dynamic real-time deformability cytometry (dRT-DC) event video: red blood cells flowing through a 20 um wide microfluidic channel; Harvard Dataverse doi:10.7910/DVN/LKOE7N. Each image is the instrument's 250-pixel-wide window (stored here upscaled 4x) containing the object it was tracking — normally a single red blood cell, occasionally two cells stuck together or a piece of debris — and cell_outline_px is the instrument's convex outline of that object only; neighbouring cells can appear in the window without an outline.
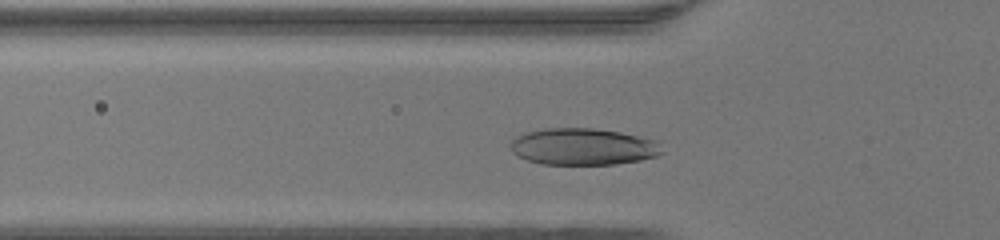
{"species": "human", "species_latin": "Homo sapiens", "temperature_condition": "warm", "stored_images_in_passage": 30, "camera_frame_rate_fps": 3000, "um_per_image_px": 0.085, "donor": {"sex": "female"}, "frame": {"image": 1, "passage_image": 8, "time_ms": 2.333, "image_size_px": [1000, 240], "cell_outline_px": [[664, 152], [656, 156], [640, 160], [616, 164], [540, 164], [528, 160], [512, 152], [508, 144], [516, 136], [524, 132], [544, 128], [592, 128], [620, 132], [656, 140]], "centroid_in_image_um": [49.53, 12.46], "position_along_channel_um": 76.3, "area_um2": 32.54}}
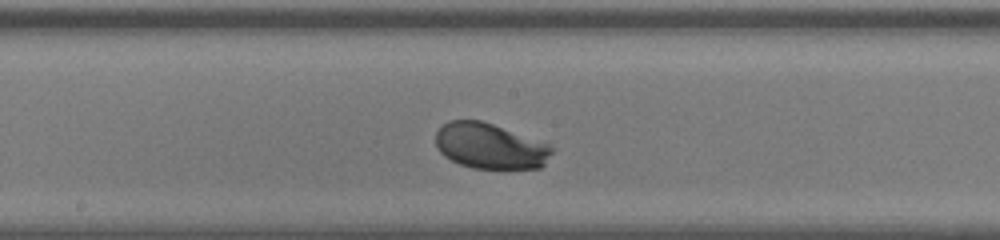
{"frame": {"image": 2, "passage_image": 17, "time_ms": 5.333, "image_size_px": [1000, 240], "cell_outline_px": [[556, 148], [544, 164], [540, 168], [472, 168], [460, 164], [444, 156], [436, 148], [436, 132], [448, 120], [480, 120], [492, 124], [548, 144]], "centroid_in_image_um": [41.64, 12.42], "position_along_channel_um": 206.6, "area_um2": 30.63}}
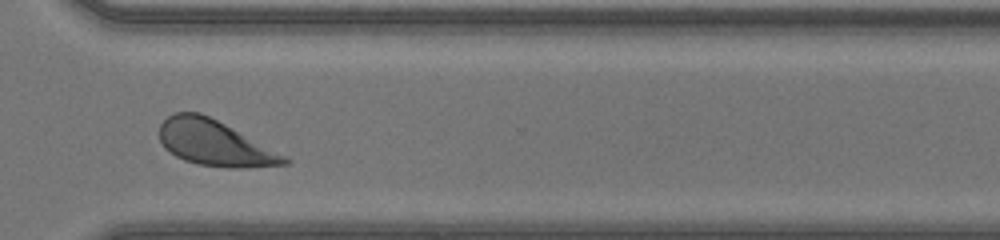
{"frame": {"image": 3, "passage_image": 27, "time_ms": 8.667, "image_size_px": [1000, 240], "cell_outline_px": [[292, 160], [288, 164], [244, 168], [228, 168], [200, 164], [184, 160], [176, 156], [164, 148], [160, 140], [160, 124], [168, 116], [176, 112], [200, 112], [224, 124]], "centroid_in_image_um": [18.2, 12.17], "position_along_channel_um": 352.4, "area_um2": 32.48}, "authors_computed_cell_mechanics": {"area_um2": 32.1368, "velocity_mm_per_s": 4.3499, "shape_relaxation_time_tau1_ms": 1.3944, "shape_relaxation_time_tau2_ms": null, "deformation_change_tau1": 0.1245, "deformation_change_tau2": null}}